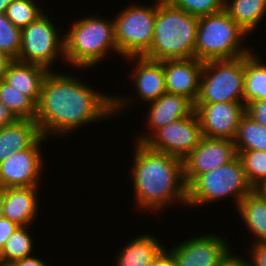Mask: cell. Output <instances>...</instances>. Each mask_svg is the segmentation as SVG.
Returning a JSON list of instances; mask_svg holds the SVG:
<instances>
[{"mask_svg": "<svg viewBox=\"0 0 266 266\" xmlns=\"http://www.w3.org/2000/svg\"><path fill=\"white\" fill-rule=\"evenodd\" d=\"M246 114L255 122L266 126V98L246 104Z\"/></svg>", "mask_w": 266, "mask_h": 266, "instance_id": "cell-32", "label": "cell"}, {"mask_svg": "<svg viewBox=\"0 0 266 266\" xmlns=\"http://www.w3.org/2000/svg\"><path fill=\"white\" fill-rule=\"evenodd\" d=\"M200 121L195 111L157 130L144 144L150 149L184 159L202 139Z\"/></svg>", "mask_w": 266, "mask_h": 266, "instance_id": "cell-12", "label": "cell"}, {"mask_svg": "<svg viewBox=\"0 0 266 266\" xmlns=\"http://www.w3.org/2000/svg\"><path fill=\"white\" fill-rule=\"evenodd\" d=\"M245 55L203 64L195 103L244 102Z\"/></svg>", "mask_w": 266, "mask_h": 266, "instance_id": "cell-7", "label": "cell"}, {"mask_svg": "<svg viewBox=\"0 0 266 266\" xmlns=\"http://www.w3.org/2000/svg\"><path fill=\"white\" fill-rule=\"evenodd\" d=\"M13 60L7 53L0 51V79H2L6 69Z\"/></svg>", "mask_w": 266, "mask_h": 266, "instance_id": "cell-39", "label": "cell"}, {"mask_svg": "<svg viewBox=\"0 0 266 266\" xmlns=\"http://www.w3.org/2000/svg\"><path fill=\"white\" fill-rule=\"evenodd\" d=\"M233 141L236 150L266 151V126L255 122L245 114L240 120Z\"/></svg>", "mask_w": 266, "mask_h": 266, "instance_id": "cell-25", "label": "cell"}, {"mask_svg": "<svg viewBox=\"0 0 266 266\" xmlns=\"http://www.w3.org/2000/svg\"><path fill=\"white\" fill-rule=\"evenodd\" d=\"M39 187L3 188V218L19 226L36 221L39 208Z\"/></svg>", "mask_w": 266, "mask_h": 266, "instance_id": "cell-18", "label": "cell"}, {"mask_svg": "<svg viewBox=\"0 0 266 266\" xmlns=\"http://www.w3.org/2000/svg\"><path fill=\"white\" fill-rule=\"evenodd\" d=\"M203 64L196 58L163 60L166 92L186 96L195 103Z\"/></svg>", "mask_w": 266, "mask_h": 266, "instance_id": "cell-17", "label": "cell"}, {"mask_svg": "<svg viewBox=\"0 0 266 266\" xmlns=\"http://www.w3.org/2000/svg\"><path fill=\"white\" fill-rule=\"evenodd\" d=\"M198 19L158 0L152 44L143 56L156 61L195 58Z\"/></svg>", "mask_w": 266, "mask_h": 266, "instance_id": "cell-3", "label": "cell"}, {"mask_svg": "<svg viewBox=\"0 0 266 266\" xmlns=\"http://www.w3.org/2000/svg\"><path fill=\"white\" fill-rule=\"evenodd\" d=\"M3 217V189H0V218Z\"/></svg>", "mask_w": 266, "mask_h": 266, "instance_id": "cell-42", "label": "cell"}, {"mask_svg": "<svg viewBox=\"0 0 266 266\" xmlns=\"http://www.w3.org/2000/svg\"><path fill=\"white\" fill-rule=\"evenodd\" d=\"M0 100L19 120H35L36 104L26 95L0 79Z\"/></svg>", "mask_w": 266, "mask_h": 266, "instance_id": "cell-27", "label": "cell"}, {"mask_svg": "<svg viewBox=\"0 0 266 266\" xmlns=\"http://www.w3.org/2000/svg\"><path fill=\"white\" fill-rule=\"evenodd\" d=\"M7 266H49V265L41 258H39V256L36 257L33 255L16 260Z\"/></svg>", "mask_w": 266, "mask_h": 266, "instance_id": "cell-37", "label": "cell"}, {"mask_svg": "<svg viewBox=\"0 0 266 266\" xmlns=\"http://www.w3.org/2000/svg\"><path fill=\"white\" fill-rule=\"evenodd\" d=\"M98 15L75 20L64 36V58L74 68L98 66L106 54L120 55L115 42L114 20Z\"/></svg>", "mask_w": 266, "mask_h": 266, "instance_id": "cell-4", "label": "cell"}, {"mask_svg": "<svg viewBox=\"0 0 266 266\" xmlns=\"http://www.w3.org/2000/svg\"><path fill=\"white\" fill-rule=\"evenodd\" d=\"M261 59V60H260ZM266 61L255 50L245 55L244 104L266 98Z\"/></svg>", "mask_w": 266, "mask_h": 266, "instance_id": "cell-24", "label": "cell"}, {"mask_svg": "<svg viewBox=\"0 0 266 266\" xmlns=\"http://www.w3.org/2000/svg\"><path fill=\"white\" fill-rule=\"evenodd\" d=\"M150 266H175L171 251L164 247L151 262Z\"/></svg>", "mask_w": 266, "mask_h": 266, "instance_id": "cell-35", "label": "cell"}, {"mask_svg": "<svg viewBox=\"0 0 266 266\" xmlns=\"http://www.w3.org/2000/svg\"><path fill=\"white\" fill-rule=\"evenodd\" d=\"M41 137L35 120H17L0 128V163L12 153L30 148Z\"/></svg>", "mask_w": 266, "mask_h": 266, "instance_id": "cell-20", "label": "cell"}, {"mask_svg": "<svg viewBox=\"0 0 266 266\" xmlns=\"http://www.w3.org/2000/svg\"><path fill=\"white\" fill-rule=\"evenodd\" d=\"M228 243L219 234H203L179 242L169 250L175 266H223L233 250Z\"/></svg>", "mask_w": 266, "mask_h": 266, "instance_id": "cell-10", "label": "cell"}, {"mask_svg": "<svg viewBox=\"0 0 266 266\" xmlns=\"http://www.w3.org/2000/svg\"><path fill=\"white\" fill-rule=\"evenodd\" d=\"M254 190L266 199V179L262 183H260Z\"/></svg>", "mask_w": 266, "mask_h": 266, "instance_id": "cell-40", "label": "cell"}, {"mask_svg": "<svg viewBox=\"0 0 266 266\" xmlns=\"http://www.w3.org/2000/svg\"><path fill=\"white\" fill-rule=\"evenodd\" d=\"M246 178L255 189L266 179V151L237 150Z\"/></svg>", "mask_w": 266, "mask_h": 266, "instance_id": "cell-28", "label": "cell"}, {"mask_svg": "<svg viewBox=\"0 0 266 266\" xmlns=\"http://www.w3.org/2000/svg\"><path fill=\"white\" fill-rule=\"evenodd\" d=\"M21 49V29L16 27L4 14L0 15V51L13 59L18 58Z\"/></svg>", "mask_w": 266, "mask_h": 266, "instance_id": "cell-30", "label": "cell"}, {"mask_svg": "<svg viewBox=\"0 0 266 266\" xmlns=\"http://www.w3.org/2000/svg\"><path fill=\"white\" fill-rule=\"evenodd\" d=\"M19 227L16 223L6 218H0V251L8 237Z\"/></svg>", "mask_w": 266, "mask_h": 266, "instance_id": "cell-34", "label": "cell"}, {"mask_svg": "<svg viewBox=\"0 0 266 266\" xmlns=\"http://www.w3.org/2000/svg\"><path fill=\"white\" fill-rule=\"evenodd\" d=\"M248 251L250 266H266V243L251 244Z\"/></svg>", "mask_w": 266, "mask_h": 266, "instance_id": "cell-33", "label": "cell"}, {"mask_svg": "<svg viewBox=\"0 0 266 266\" xmlns=\"http://www.w3.org/2000/svg\"><path fill=\"white\" fill-rule=\"evenodd\" d=\"M49 71L39 65L14 59L6 69L2 79L28 96L36 105L39 102L42 83Z\"/></svg>", "mask_w": 266, "mask_h": 266, "instance_id": "cell-19", "label": "cell"}, {"mask_svg": "<svg viewBox=\"0 0 266 266\" xmlns=\"http://www.w3.org/2000/svg\"><path fill=\"white\" fill-rule=\"evenodd\" d=\"M247 35L225 10L199 17L195 58L206 62L248 55L252 47L244 46Z\"/></svg>", "mask_w": 266, "mask_h": 266, "instance_id": "cell-5", "label": "cell"}, {"mask_svg": "<svg viewBox=\"0 0 266 266\" xmlns=\"http://www.w3.org/2000/svg\"><path fill=\"white\" fill-rule=\"evenodd\" d=\"M12 0H0V15L6 12L8 5Z\"/></svg>", "mask_w": 266, "mask_h": 266, "instance_id": "cell-41", "label": "cell"}, {"mask_svg": "<svg viewBox=\"0 0 266 266\" xmlns=\"http://www.w3.org/2000/svg\"><path fill=\"white\" fill-rule=\"evenodd\" d=\"M237 156L233 140L203 136L200 143L183 159L186 186L200 174L226 165Z\"/></svg>", "mask_w": 266, "mask_h": 266, "instance_id": "cell-14", "label": "cell"}, {"mask_svg": "<svg viewBox=\"0 0 266 266\" xmlns=\"http://www.w3.org/2000/svg\"><path fill=\"white\" fill-rule=\"evenodd\" d=\"M175 7L197 17L207 16L225 9V0H168Z\"/></svg>", "mask_w": 266, "mask_h": 266, "instance_id": "cell-31", "label": "cell"}, {"mask_svg": "<svg viewBox=\"0 0 266 266\" xmlns=\"http://www.w3.org/2000/svg\"><path fill=\"white\" fill-rule=\"evenodd\" d=\"M30 226H19L7 239L2 250L0 251V259L3 266L32 256L34 239L30 235Z\"/></svg>", "mask_w": 266, "mask_h": 266, "instance_id": "cell-26", "label": "cell"}, {"mask_svg": "<svg viewBox=\"0 0 266 266\" xmlns=\"http://www.w3.org/2000/svg\"><path fill=\"white\" fill-rule=\"evenodd\" d=\"M163 248L164 245L156 236L140 235L125 244L115 257L114 264L116 266H150Z\"/></svg>", "mask_w": 266, "mask_h": 266, "instance_id": "cell-21", "label": "cell"}, {"mask_svg": "<svg viewBox=\"0 0 266 266\" xmlns=\"http://www.w3.org/2000/svg\"><path fill=\"white\" fill-rule=\"evenodd\" d=\"M202 135L234 140L241 118L246 114L244 102L194 103Z\"/></svg>", "mask_w": 266, "mask_h": 266, "instance_id": "cell-15", "label": "cell"}, {"mask_svg": "<svg viewBox=\"0 0 266 266\" xmlns=\"http://www.w3.org/2000/svg\"><path fill=\"white\" fill-rule=\"evenodd\" d=\"M131 178L137 208L160 212L171 203L187 204L183 160L136 142ZM177 201V202H176Z\"/></svg>", "mask_w": 266, "mask_h": 266, "instance_id": "cell-2", "label": "cell"}, {"mask_svg": "<svg viewBox=\"0 0 266 266\" xmlns=\"http://www.w3.org/2000/svg\"><path fill=\"white\" fill-rule=\"evenodd\" d=\"M253 190L237 156L228 164L196 177L187 186L186 206L197 208L232 197L237 208L241 200Z\"/></svg>", "mask_w": 266, "mask_h": 266, "instance_id": "cell-6", "label": "cell"}, {"mask_svg": "<svg viewBox=\"0 0 266 266\" xmlns=\"http://www.w3.org/2000/svg\"><path fill=\"white\" fill-rule=\"evenodd\" d=\"M125 59L135 63L131 72V79H133L134 90L137 91V94L132 99L131 97H122V95L119 97V94L118 96L115 95L113 97L114 117L121 113L124 107H128L133 99L138 98V101L141 100L148 104L156 101L166 92L163 61L152 60L144 56H131Z\"/></svg>", "mask_w": 266, "mask_h": 266, "instance_id": "cell-11", "label": "cell"}, {"mask_svg": "<svg viewBox=\"0 0 266 266\" xmlns=\"http://www.w3.org/2000/svg\"><path fill=\"white\" fill-rule=\"evenodd\" d=\"M47 138L41 136L30 148L12 153L0 163V189L39 187L43 171L42 145Z\"/></svg>", "mask_w": 266, "mask_h": 266, "instance_id": "cell-13", "label": "cell"}, {"mask_svg": "<svg viewBox=\"0 0 266 266\" xmlns=\"http://www.w3.org/2000/svg\"><path fill=\"white\" fill-rule=\"evenodd\" d=\"M224 10L251 35L266 15V0H225Z\"/></svg>", "mask_w": 266, "mask_h": 266, "instance_id": "cell-23", "label": "cell"}, {"mask_svg": "<svg viewBox=\"0 0 266 266\" xmlns=\"http://www.w3.org/2000/svg\"><path fill=\"white\" fill-rule=\"evenodd\" d=\"M156 9L157 1L151 6L131 3L113 18L115 42L122 58L143 56L150 49Z\"/></svg>", "mask_w": 266, "mask_h": 266, "instance_id": "cell-8", "label": "cell"}, {"mask_svg": "<svg viewBox=\"0 0 266 266\" xmlns=\"http://www.w3.org/2000/svg\"><path fill=\"white\" fill-rule=\"evenodd\" d=\"M150 104V105H149ZM147 126L150 132L143 131L135 142L145 143L157 130L168 124L189 117L194 111V103L186 96L165 92L156 101L148 103ZM151 129V130H150Z\"/></svg>", "mask_w": 266, "mask_h": 266, "instance_id": "cell-16", "label": "cell"}, {"mask_svg": "<svg viewBox=\"0 0 266 266\" xmlns=\"http://www.w3.org/2000/svg\"><path fill=\"white\" fill-rule=\"evenodd\" d=\"M36 0H12L5 15L18 28L22 29L35 21L45 11Z\"/></svg>", "mask_w": 266, "mask_h": 266, "instance_id": "cell-29", "label": "cell"}, {"mask_svg": "<svg viewBox=\"0 0 266 266\" xmlns=\"http://www.w3.org/2000/svg\"><path fill=\"white\" fill-rule=\"evenodd\" d=\"M236 210L245 222V229L248 228L251 236L255 237L252 244L266 243V199L253 190L241 200Z\"/></svg>", "mask_w": 266, "mask_h": 266, "instance_id": "cell-22", "label": "cell"}, {"mask_svg": "<svg viewBox=\"0 0 266 266\" xmlns=\"http://www.w3.org/2000/svg\"><path fill=\"white\" fill-rule=\"evenodd\" d=\"M47 15L44 12L35 21L21 29V49L16 60L53 71L54 62L60 56L65 61L64 36L59 33L58 28Z\"/></svg>", "mask_w": 266, "mask_h": 266, "instance_id": "cell-9", "label": "cell"}, {"mask_svg": "<svg viewBox=\"0 0 266 266\" xmlns=\"http://www.w3.org/2000/svg\"><path fill=\"white\" fill-rule=\"evenodd\" d=\"M231 254V256L224 262L223 266H250L248 260L242 256Z\"/></svg>", "mask_w": 266, "mask_h": 266, "instance_id": "cell-38", "label": "cell"}, {"mask_svg": "<svg viewBox=\"0 0 266 266\" xmlns=\"http://www.w3.org/2000/svg\"><path fill=\"white\" fill-rule=\"evenodd\" d=\"M17 120L11 110L0 100V128L11 125Z\"/></svg>", "mask_w": 266, "mask_h": 266, "instance_id": "cell-36", "label": "cell"}, {"mask_svg": "<svg viewBox=\"0 0 266 266\" xmlns=\"http://www.w3.org/2000/svg\"><path fill=\"white\" fill-rule=\"evenodd\" d=\"M81 80L56 70L47 73L36 105L35 121L41 136H66L86 124L113 117V95Z\"/></svg>", "mask_w": 266, "mask_h": 266, "instance_id": "cell-1", "label": "cell"}]
</instances>
